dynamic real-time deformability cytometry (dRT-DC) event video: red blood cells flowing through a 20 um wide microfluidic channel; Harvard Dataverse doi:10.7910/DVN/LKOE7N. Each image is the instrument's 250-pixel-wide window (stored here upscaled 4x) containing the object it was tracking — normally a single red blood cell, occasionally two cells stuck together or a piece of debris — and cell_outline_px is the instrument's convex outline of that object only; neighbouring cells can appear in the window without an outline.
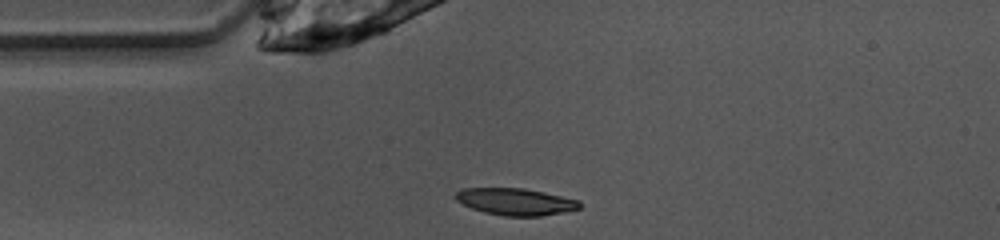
{"species": "common noctule bat (a hibernating species)", "species_latin": "Nyctalus noctula", "temperature_condition": "warm", "stored_images_in_passage": 39, "camera_frame_rate_fps": 3000, "um_per_image_px": 0.085, "animal": {"sex": "female", "body_mass_g": 10.0, "forearm_length_mm": 53.1}, "frame": {"image": 1, "passage_image": 1, "time_ms": 0.0, "image_size_px": [1000, 240], "cell_outline_px": [[580, 208], [564, 212], [540, 216], [504, 216], [484, 212], [472, 208], [456, 200], [452, 196], [456, 192], [464, 188], [524, 188], [544, 192], [580, 200]], "centroid_in_image_um": [43.81, 17.14], "position_along_channel_um": 41.2, "area_um2": 19.48}}
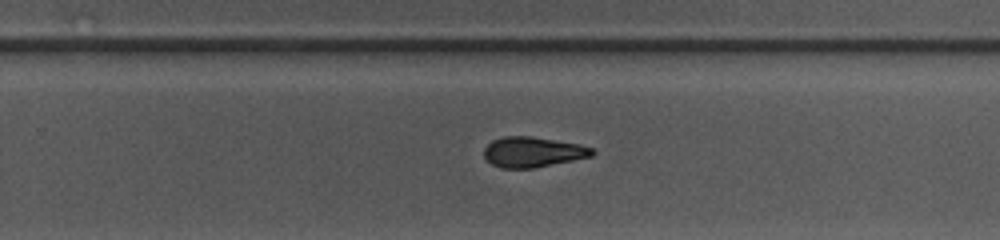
{"frame": {"image": 2, "passage_image": 20, "time_ms": 6.333, "image_size_px": [1000, 240], "cell_outline_px": [[596, 152], [592, 156], [536, 168], [500, 168], [492, 164], [484, 156], [484, 148], [492, 140], [504, 136], [532, 136], [580, 144], [592, 148]], "centroid_in_image_um": [45.29, 12.92], "position_along_channel_um": 284.5, "area_um2": 19.19}}
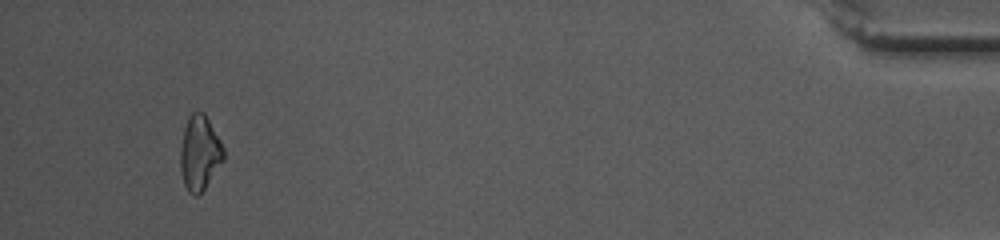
{"frame": {"image": 3, "passage_image": 36, "time_ms": 11.667, "image_size_px": [1000, 240], "cell_outline_px": [[224, 160], [204, 188], [196, 196], [188, 192], [184, 184], [180, 168], [180, 148], [184, 128], [188, 116], [192, 112], [204, 112], [220, 140], [224, 148]], "centroid_in_image_um": [16.96, 12.98], "position_along_channel_um": 418.2, "area_um2": 18.73}, "authors_computed_cell_mechanics": {"area_um2": 19.4786, "velocity_mm_per_s": 4.0326, "shape_relaxation_time_tau1_ms": 4.4814, "shape_relaxation_time_tau2_ms": 3.8767, "deformation_change_tau1": 0.1464, "deformation_change_tau2": 0.1048}}